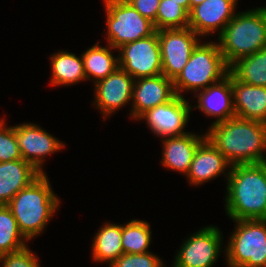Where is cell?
Here are the masks:
<instances>
[{"label": "cell", "mask_w": 266, "mask_h": 267, "mask_svg": "<svg viewBox=\"0 0 266 267\" xmlns=\"http://www.w3.org/2000/svg\"><path fill=\"white\" fill-rule=\"evenodd\" d=\"M205 0H190V11L193 7L201 4Z\"/></svg>", "instance_id": "obj_33"}, {"label": "cell", "mask_w": 266, "mask_h": 267, "mask_svg": "<svg viewBox=\"0 0 266 267\" xmlns=\"http://www.w3.org/2000/svg\"><path fill=\"white\" fill-rule=\"evenodd\" d=\"M27 241L20 232L10 208L0 205V255L25 248L28 245Z\"/></svg>", "instance_id": "obj_26"}, {"label": "cell", "mask_w": 266, "mask_h": 267, "mask_svg": "<svg viewBox=\"0 0 266 267\" xmlns=\"http://www.w3.org/2000/svg\"><path fill=\"white\" fill-rule=\"evenodd\" d=\"M41 175L23 159L0 162V205H7L22 189Z\"/></svg>", "instance_id": "obj_20"}, {"label": "cell", "mask_w": 266, "mask_h": 267, "mask_svg": "<svg viewBox=\"0 0 266 267\" xmlns=\"http://www.w3.org/2000/svg\"><path fill=\"white\" fill-rule=\"evenodd\" d=\"M206 137V133L188 132L182 136L162 138L163 157L160 161L162 166L175 172H181L185 176L189 171L196 149Z\"/></svg>", "instance_id": "obj_18"}, {"label": "cell", "mask_w": 266, "mask_h": 267, "mask_svg": "<svg viewBox=\"0 0 266 267\" xmlns=\"http://www.w3.org/2000/svg\"><path fill=\"white\" fill-rule=\"evenodd\" d=\"M107 45L108 47H102L97 42L81 54L86 80L92 79L94 84L119 68L118 56L114 57L112 53V49H118Z\"/></svg>", "instance_id": "obj_23"}, {"label": "cell", "mask_w": 266, "mask_h": 267, "mask_svg": "<svg viewBox=\"0 0 266 267\" xmlns=\"http://www.w3.org/2000/svg\"><path fill=\"white\" fill-rule=\"evenodd\" d=\"M133 8H135L142 16L152 21L155 26L157 10L160 0H126Z\"/></svg>", "instance_id": "obj_31"}, {"label": "cell", "mask_w": 266, "mask_h": 267, "mask_svg": "<svg viewBox=\"0 0 266 267\" xmlns=\"http://www.w3.org/2000/svg\"><path fill=\"white\" fill-rule=\"evenodd\" d=\"M217 226H206L182 243L172 267H213L220 256L223 240Z\"/></svg>", "instance_id": "obj_9"}, {"label": "cell", "mask_w": 266, "mask_h": 267, "mask_svg": "<svg viewBox=\"0 0 266 267\" xmlns=\"http://www.w3.org/2000/svg\"><path fill=\"white\" fill-rule=\"evenodd\" d=\"M225 248L228 267H266V219L232 220Z\"/></svg>", "instance_id": "obj_6"}, {"label": "cell", "mask_w": 266, "mask_h": 267, "mask_svg": "<svg viewBox=\"0 0 266 267\" xmlns=\"http://www.w3.org/2000/svg\"><path fill=\"white\" fill-rule=\"evenodd\" d=\"M225 212L231 220L266 219V162L230 168Z\"/></svg>", "instance_id": "obj_2"}, {"label": "cell", "mask_w": 266, "mask_h": 267, "mask_svg": "<svg viewBox=\"0 0 266 267\" xmlns=\"http://www.w3.org/2000/svg\"><path fill=\"white\" fill-rule=\"evenodd\" d=\"M38 259L26 246L19 251L0 255V265L2 267H40Z\"/></svg>", "instance_id": "obj_30"}, {"label": "cell", "mask_w": 266, "mask_h": 267, "mask_svg": "<svg viewBox=\"0 0 266 267\" xmlns=\"http://www.w3.org/2000/svg\"><path fill=\"white\" fill-rule=\"evenodd\" d=\"M0 118V162L22 159L14 126H6Z\"/></svg>", "instance_id": "obj_28"}, {"label": "cell", "mask_w": 266, "mask_h": 267, "mask_svg": "<svg viewBox=\"0 0 266 267\" xmlns=\"http://www.w3.org/2000/svg\"><path fill=\"white\" fill-rule=\"evenodd\" d=\"M176 96L173 80L160 74L134 80L130 117L135 120L147 110L170 102Z\"/></svg>", "instance_id": "obj_15"}, {"label": "cell", "mask_w": 266, "mask_h": 267, "mask_svg": "<svg viewBox=\"0 0 266 267\" xmlns=\"http://www.w3.org/2000/svg\"><path fill=\"white\" fill-rule=\"evenodd\" d=\"M48 176L41 174L28 187L19 191L7 204L18 228L29 241L43 233L60 206Z\"/></svg>", "instance_id": "obj_3"}, {"label": "cell", "mask_w": 266, "mask_h": 267, "mask_svg": "<svg viewBox=\"0 0 266 267\" xmlns=\"http://www.w3.org/2000/svg\"><path fill=\"white\" fill-rule=\"evenodd\" d=\"M217 40L228 66L266 48V6L236 12Z\"/></svg>", "instance_id": "obj_4"}, {"label": "cell", "mask_w": 266, "mask_h": 267, "mask_svg": "<svg viewBox=\"0 0 266 267\" xmlns=\"http://www.w3.org/2000/svg\"><path fill=\"white\" fill-rule=\"evenodd\" d=\"M152 231L150 224L144 220L132 219L122 225V248L126 254H142L148 251Z\"/></svg>", "instance_id": "obj_25"}, {"label": "cell", "mask_w": 266, "mask_h": 267, "mask_svg": "<svg viewBox=\"0 0 266 267\" xmlns=\"http://www.w3.org/2000/svg\"><path fill=\"white\" fill-rule=\"evenodd\" d=\"M106 13L108 44L122 45L149 37L156 32L154 23L142 16L126 0H103Z\"/></svg>", "instance_id": "obj_7"}, {"label": "cell", "mask_w": 266, "mask_h": 267, "mask_svg": "<svg viewBox=\"0 0 266 267\" xmlns=\"http://www.w3.org/2000/svg\"><path fill=\"white\" fill-rule=\"evenodd\" d=\"M189 13L172 0H160L155 20L156 31L187 28Z\"/></svg>", "instance_id": "obj_27"}, {"label": "cell", "mask_w": 266, "mask_h": 267, "mask_svg": "<svg viewBox=\"0 0 266 267\" xmlns=\"http://www.w3.org/2000/svg\"><path fill=\"white\" fill-rule=\"evenodd\" d=\"M14 130L22 159L45 174L42 166L46 156L61 151L65 147L63 141L33 123L17 124Z\"/></svg>", "instance_id": "obj_12"}, {"label": "cell", "mask_w": 266, "mask_h": 267, "mask_svg": "<svg viewBox=\"0 0 266 267\" xmlns=\"http://www.w3.org/2000/svg\"><path fill=\"white\" fill-rule=\"evenodd\" d=\"M184 97L175 96L170 102L147 110L138 120H143L151 132L161 138L187 134L185 127L193 110Z\"/></svg>", "instance_id": "obj_11"}, {"label": "cell", "mask_w": 266, "mask_h": 267, "mask_svg": "<svg viewBox=\"0 0 266 267\" xmlns=\"http://www.w3.org/2000/svg\"><path fill=\"white\" fill-rule=\"evenodd\" d=\"M232 89L235 115L266 124V87L248 85L232 76Z\"/></svg>", "instance_id": "obj_19"}, {"label": "cell", "mask_w": 266, "mask_h": 267, "mask_svg": "<svg viewBox=\"0 0 266 267\" xmlns=\"http://www.w3.org/2000/svg\"><path fill=\"white\" fill-rule=\"evenodd\" d=\"M237 3L238 0H205L189 12L188 27L203 38L216 31L218 37L235 16Z\"/></svg>", "instance_id": "obj_14"}, {"label": "cell", "mask_w": 266, "mask_h": 267, "mask_svg": "<svg viewBox=\"0 0 266 267\" xmlns=\"http://www.w3.org/2000/svg\"><path fill=\"white\" fill-rule=\"evenodd\" d=\"M231 166L223 154L206 137L195 151L186 179L190 185L199 186L222 174L228 178L230 173L228 169Z\"/></svg>", "instance_id": "obj_16"}, {"label": "cell", "mask_w": 266, "mask_h": 267, "mask_svg": "<svg viewBox=\"0 0 266 267\" xmlns=\"http://www.w3.org/2000/svg\"><path fill=\"white\" fill-rule=\"evenodd\" d=\"M162 74L175 80L187 64L200 36L191 28L158 30Z\"/></svg>", "instance_id": "obj_10"}, {"label": "cell", "mask_w": 266, "mask_h": 267, "mask_svg": "<svg viewBox=\"0 0 266 267\" xmlns=\"http://www.w3.org/2000/svg\"><path fill=\"white\" fill-rule=\"evenodd\" d=\"M118 51L119 67L134 80L162 74L157 31L149 37L122 45Z\"/></svg>", "instance_id": "obj_8"}, {"label": "cell", "mask_w": 266, "mask_h": 267, "mask_svg": "<svg viewBox=\"0 0 266 267\" xmlns=\"http://www.w3.org/2000/svg\"><path fill=\"white\" fill-rule=\"evenodd\" d=\"M229 73L242 83L266 87V48L236 60Z\"/></svg>", "instance_id": "obj_24"}, {"label": "cell", "mask_w": 266, "mask_h": 267, "mask_svg": "<svg viewBox=\"0 0 266 267\" xmlns=\"http://www.w3.org/2000/svg\"><path fill=\"white\" fill-rule=\"evenodd\" d=\"M109 267H166L162 259L152 252L142 254L123 253Z\"/></svg>", "instance_id": "obj_29"}, {"label": "cell", "mask_w": 266, "mask_h": 267, "mask_svg": "<svg viewBox=\"0 0 266 267\" xmlns=\"http://www.w3.org/2000/svg\"><path fill=\"white\" fill-rule=\"evenodd\" d=\"M50 60V85L71 86L86 80L82 56L65 50L52 54Z\"/></svg>", "instance_id": "obj_21"}, {"label": "cell", "mask_w": 266, "mask_h": 267, "mask_svg": "<svg viewBox=\"0 0 266 267\" xmlns=\"http://www.w3.org/2000/svg\"><path fill=\"white\" fill-rule=\"evenodd\" d=\"M172 1L181 5L188 13L190 12V0H172Z\"/></svg>", "instance_id": "obj_32"}, {"label": "cell", "mask_w": 266, "mask_h": 267, "mask_svg": "<svg viewBox=\"0 0 266 267\" xmlns=\"http://www.w3.org/2000/svg\"><path fill=\"white\" fill-rule=\"evenodd\" d=\"M208 139L231 165L266 162V124L234 116L207 128Z\"/></svg>", "instance_id": "obj_1"}, {"label": "cell", "mask_w": 266, "mask_h": 267, "mask_svg": "<svg viewBox=\"0 0 266 267\" xmlns=\"http://www.w3.org/2000/svg\"><path fill=\"white\" fill-rule=\"evenodd\" d=\"M133 84L134 78L120 67L93 84L95 99L92 105L94 104L102 112L104 120L126 106L128 102L131 104Z\"/></svg>", "instance_id": "obj_13"}, {"label": "cell", "mask_w": 266, "mask_h": 267, "mask_svg": "<svg viewBox=\"0 0 266 267\" xmlns=\"http://www.w3.org/2000/svg\"><path fill=\"white\" fill-rule=\"evenodd\" d=\"M229 73L218 42H202L193 50L180 75L173 81L177 96L183 92L196 93L225 78Z\"/></svg>", "instance_id": "obj_5"}, {"label": "cell", "mask_w": 266, "mask_h": 267, "mask_svg": "<svg viewBox=\"0 0 266 267\" xmlns=\"http://www.w3.org/2000/svg\"><path fill=\"white\" fill-rule=\"evenodd\" d=\"M122 224L105 222L92 241V258L96 262L112 264L124 252L121 244Z\"/></svg>", "instance_id": "obj_22"}, {"label": "cell", "mask_w": 266, "mask_h": 267, "mask_svg": "<svg viewBox=\"0 0 266 267\" xmlns=\"http://www.w3.org/2000/svg\"><path fill=\"white\" fill-rule=\"evenodd\" d=\"M198 106L195 107L201 110L205 116L216 118L211 125L226 121L235 115L233 89H232V75H228L221 81L209 85L206 89L195 93Z\"/></svg>", "instance_id": "obj_17"}]
</instances>
